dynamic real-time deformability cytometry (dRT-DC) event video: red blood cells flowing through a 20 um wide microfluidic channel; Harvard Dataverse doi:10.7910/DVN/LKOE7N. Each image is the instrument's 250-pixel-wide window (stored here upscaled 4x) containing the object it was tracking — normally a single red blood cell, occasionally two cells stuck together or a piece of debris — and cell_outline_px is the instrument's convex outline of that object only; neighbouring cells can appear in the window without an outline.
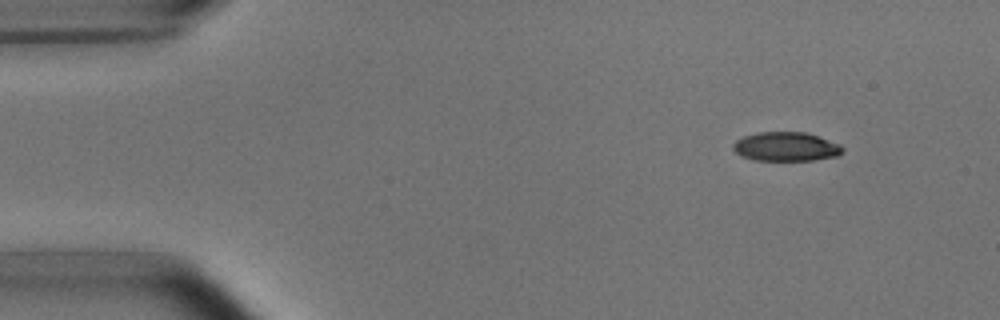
{"species": "common noctule bat (a hibernating species)", "species_latin": "Nyctalus noctula", "temperature_condition": "room temperature", "stored_images_in_passage": 4, "camera_frame_rate_fps": 3000, "um_per_image_px": 0.085, "animal": {"sex": "male", "body_mass_g": 15.6}, "frame": {"image": 1, "passage_image": 1, "time_ms": 0.0, "image_size_px": [1000, 320], "cell_outline_px": [[844, 152], [836, 156], [812, 160], [752, 160], [740, 156], [732, 148], [732, 144], [736, 140], [744, 136], [756, 132], [804, 132], [840, 144], [844, 148]], "centroid_in_image_um": [66.77, 12.47], "position_along_channel_um": 18.2, "area_um2": 18.55}}
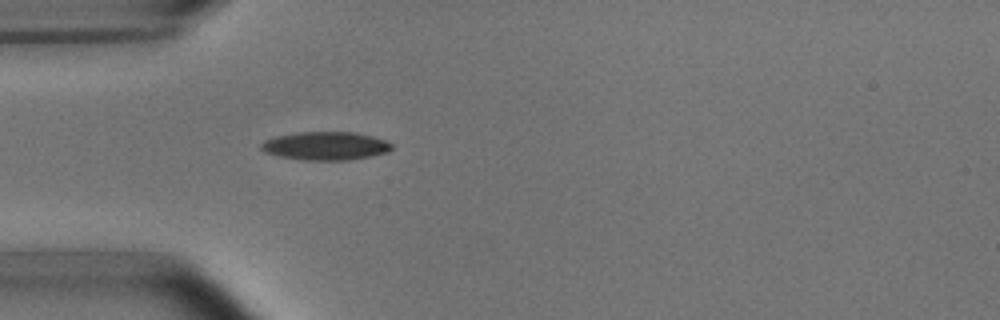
{"frame": {"image": 2, "passage_image": 4, "time_ms": 3.333, "image_size_px": [1000, 320], "cell_outline_px": [[392, 148], [388, 152], [348, 160], [300, 160], [280, 156], [264, 152], [260, 148], [260, 144], [264, 140], [276, 136], [300, 132], [356, 132], [388, 140], [392, 144]], "centroid_in_image_um": [27.67, 12.4], "position_along_channel_um": 57.3, "area_um2": 21.62}}